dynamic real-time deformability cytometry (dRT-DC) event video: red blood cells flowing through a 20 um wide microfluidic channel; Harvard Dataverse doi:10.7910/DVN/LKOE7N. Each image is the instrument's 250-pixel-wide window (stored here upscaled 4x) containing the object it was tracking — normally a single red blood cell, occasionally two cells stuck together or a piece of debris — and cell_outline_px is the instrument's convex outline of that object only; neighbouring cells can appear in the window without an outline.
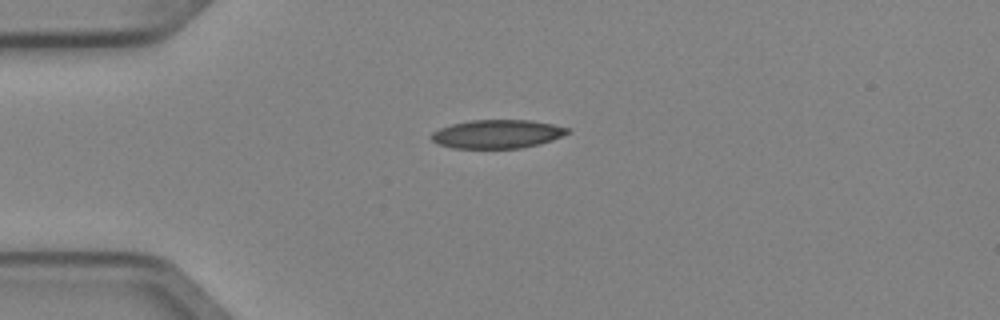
{"species": "Egyptian fruit bat (a non-hibernating species)", "species_latin": "Rousettus aegyptiacus", "temperature_condition": "cold", "stored_images_in_passage": 4, "camera_frame_rate_fps": 3000, "um_per_image_px": 0.085, "animal": {"sex": "female"}, "frame": {"image": 1, "passage_image": 1, "time_ms": 0.0, "image_size_px": [1000, 320], "cell_outline_px": [[572, 132], [552, 140], [540, 144], [520, 148], [452, 148], [440, 144], [432, 140], [428, 136], [432, 132], [440, 128], [452, 124], [468, 120], [532, 120], [572, 128]], "centroid_in_image_um": [42.3, 11.38], "position_along_channel_um": 42.7, "area_um2": 22.89}}
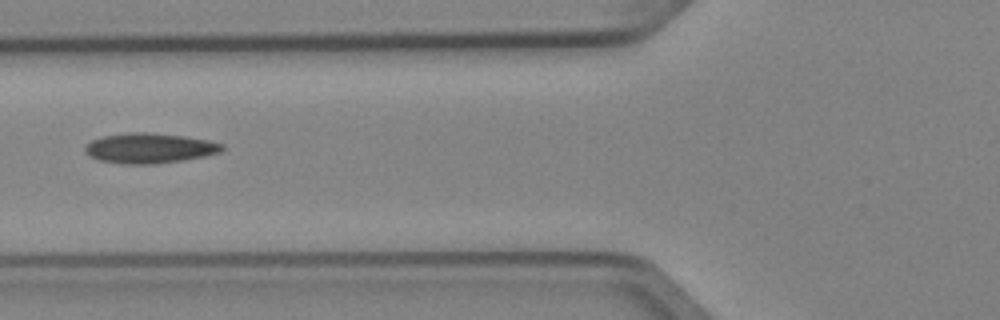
{"frame": {"image": 2, "passage_image": 3, "time_ms": 0.667, "image_size_px": [1000, 320], "cell_outline_px": [[224, 148], [220, 152], [204, 156], [184, 160], [156, 164], [124, 164], [100, 160], [84, 152], [84, 148], [92, 140], [100, 136], [128, 132], [148, 132], [184, 136], [208, 140], [224, 144]], "centroid_in_image_um": [12.71, 12.59], "position_along_channel_um": 113.1, "area_um2": 24.1}}